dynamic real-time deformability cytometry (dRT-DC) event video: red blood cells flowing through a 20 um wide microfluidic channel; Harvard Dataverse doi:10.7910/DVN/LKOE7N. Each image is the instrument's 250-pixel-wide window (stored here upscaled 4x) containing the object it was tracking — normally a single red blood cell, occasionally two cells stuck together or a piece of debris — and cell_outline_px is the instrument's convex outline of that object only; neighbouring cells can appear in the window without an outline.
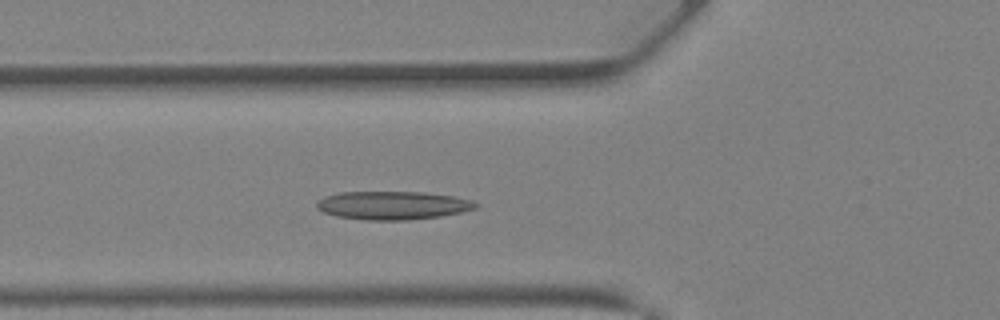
{"species": "Egyptian fruit bat (a non-hibernating species)", "species_latin": "Rousettus aegyptiacus", "temperature_condition": "warm", "stored_images_in_passage": 38, "camera_frame_rate_fps": 3000, "um_per_image_px": 0.085, "animal": {"sex": "female"}, "frame": {"image": 1, "passage_image": 12, "time_ms": 3.667, "image_size_px": [1000, 320], "cell_outline_px": [[480, 204], [476, 208], [460, 212], [440, 216], [408, 220], [368, 220], [336, 216], [324, 212], [316, 208], [316, 204], [324, 196], [340, 192], [424, 192], [452, 196], [472, 200]], "centroid_in_image_um": [33.38, 17.45], "position_along_channel_um": 92.4, "area_um2": 26.18}}
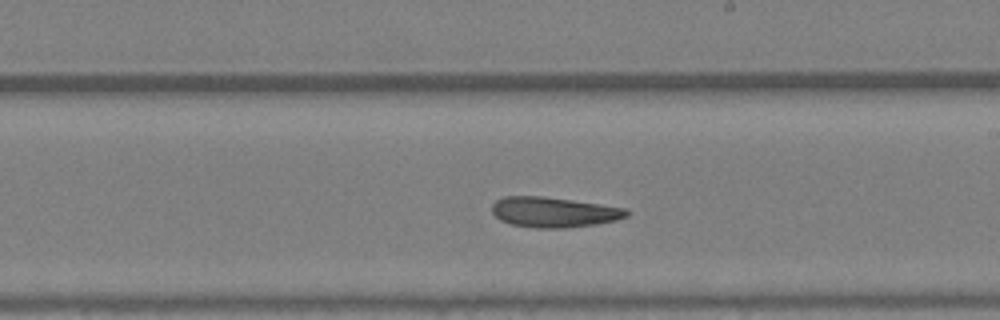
{"frame": {"image": 2, "passage_image": 21, "time_ms": 6.667, "image_size_px": [1000, 320], "cell_outline_px": [[628, 216], [616, 220], [596, 224], [564, 228], [540, 228], [512, 224], [500, 220], [492, 212], [492, 204], [496, 200], [504, 196], [544, 196], [628, 208]], "centroid_in_image_um": [47.08, 18.02], "position_along_channel_um": 241.9, "area_um2": 23.7}}
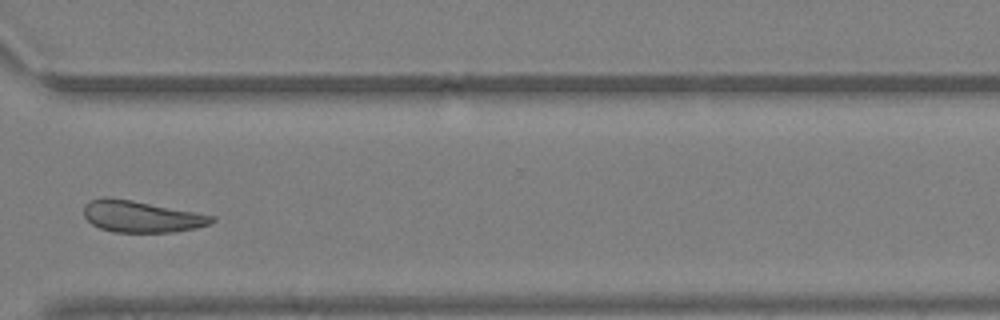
{"frame": {"image": 3, "passage_image": 28, "time_ms": 9.0, "image_size_px": [1000, 320], "cell_outline_px": [[216, 220], [212, 224], [196, 228], [172, 232], [112, 232], [100, 228], [92, 224], [84, 216], [84, 204], [92, 200], [104, 196], [108, 196], [132, 200], [196, 212], [216, 216]], "centroid_in_image_um": [12.03, 18.4], "position_along_channel_um": 358.6, "area_um2": 23.7}}